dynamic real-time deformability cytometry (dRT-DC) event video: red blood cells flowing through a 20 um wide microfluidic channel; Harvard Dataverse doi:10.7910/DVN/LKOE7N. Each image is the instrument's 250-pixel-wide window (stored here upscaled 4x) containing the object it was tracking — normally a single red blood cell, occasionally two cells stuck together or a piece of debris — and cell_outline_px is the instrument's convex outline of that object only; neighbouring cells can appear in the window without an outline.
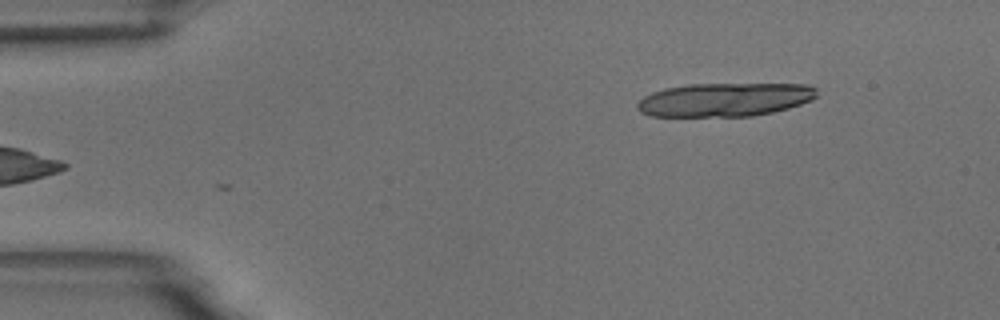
{"species": "common noctule bat (a hibernating species)", "species_latin": "Nyctalus noctula", "temperature_condition": "room temperature", "stored_images_in_passage": 13, "camera_frame_rate_fps": 3000, "um_per_image_px": 0.085, "animal": {"sex": "male", "body_mass_g": 18.8}, "frame": {"image": 1, "passage_image": 1, "time_ms": 0.0, "image_size_px": [1000, 320], "cell_outline_px": [[816, 96], [812, 100], [788, 108], [772, 112], [752, 116], [648, 116], [640, 112], [636, 108], [636, 104], [644, 96], [652, 92], [664, 88], [688, 84], [808, 84], [816, 88]], "centroid_in_image_um": [61.57, 8.47], "position_along_channel_um": 23.4, "area_um2": 35.26}}